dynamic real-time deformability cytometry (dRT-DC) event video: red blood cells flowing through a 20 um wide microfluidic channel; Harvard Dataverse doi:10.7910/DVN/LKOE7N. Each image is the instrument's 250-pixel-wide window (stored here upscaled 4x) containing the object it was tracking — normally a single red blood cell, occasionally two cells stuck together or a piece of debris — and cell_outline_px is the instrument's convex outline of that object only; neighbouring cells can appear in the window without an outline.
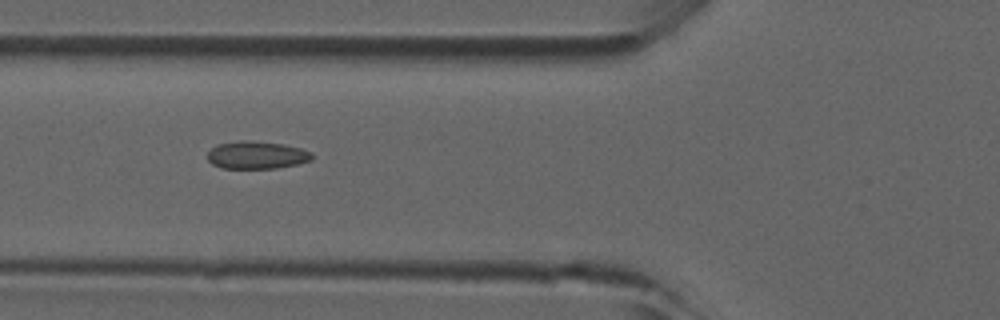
{"species": "common noctule bat (a hibernating species)", "species_latin": "Nyctalus noctula", "temperature_condition": "room temperature", "stored_images_in_passage": 36, "camera_frame_rate_fps": 3000, "um_per_image_px": 0.085, "animal": {"sex": "male", "forearm_length_mm": 52.5}, "frame": {"image": 1, "passage_image": 6, "time_ms": 1.667, "image_size_px": [1000, 320], "cell_outline_px": [[312, 160], [296, 164], [276, 168], [220, 168], [212, 164], [208, 160], [208, 152], [216, 144], [240, 140], [248, 140], [284, 144], [300, 148], [312, 152]], "centroid_in_image_um": [21.8, 13.17], "position_along_channel_um": 104.0, "area_um2": 16.88}}